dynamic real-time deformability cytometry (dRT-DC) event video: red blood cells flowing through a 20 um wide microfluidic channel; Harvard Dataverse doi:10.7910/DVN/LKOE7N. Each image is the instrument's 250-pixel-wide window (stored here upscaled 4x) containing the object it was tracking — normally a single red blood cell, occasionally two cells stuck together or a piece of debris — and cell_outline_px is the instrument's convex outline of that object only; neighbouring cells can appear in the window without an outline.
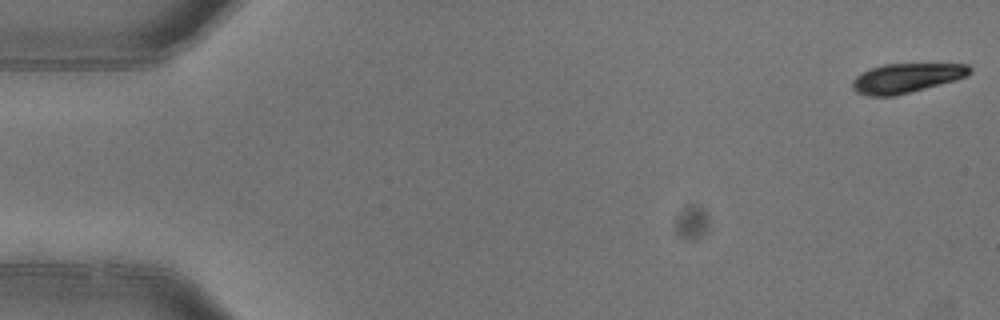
{"species": "common noctule bat (a hibernating species)", "species_latin": "Nyctalus noctula", "temperature_condition": "warm", "stored_images_in_passage": 4, "camera_frame_rate_fps": 3000, "um_per_image_px": 0.085, "animal": {"sex": "female"}, "frame": {"image": 1, "passage_image": 1, "time_ms": 0.0, "image_size_px": [1000, 320], "cell_outline_px": [[972, 72], [968, 76], [956, 80], [896, 96], [868, 96], [856, 92], [852, 88], [852, 80], [856, 76], [872, 68], [884, 64], [968, 64], [972, 68]], "centroid_in_image_um": [77.07, 6.64], "position_along_channel_um": 7.9, "area_um2": 20.17}}